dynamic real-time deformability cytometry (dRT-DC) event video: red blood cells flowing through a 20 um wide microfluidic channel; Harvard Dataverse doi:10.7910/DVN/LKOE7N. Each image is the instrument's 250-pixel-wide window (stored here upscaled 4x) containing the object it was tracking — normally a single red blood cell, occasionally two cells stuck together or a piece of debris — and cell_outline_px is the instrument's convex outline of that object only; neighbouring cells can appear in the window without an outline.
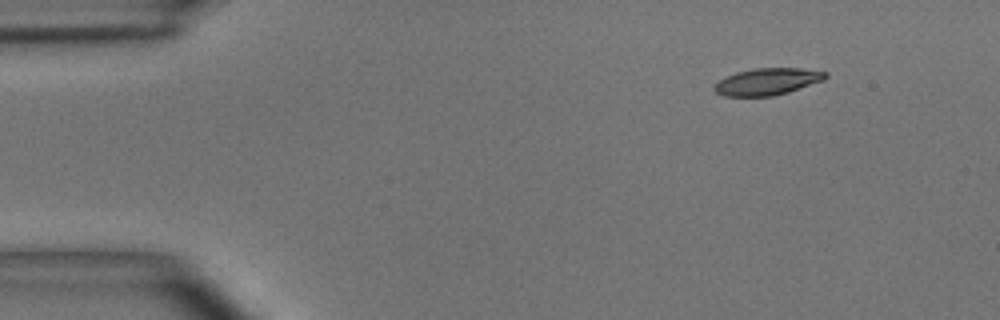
{"species": "common noctule bat (a hibernating species)", "species_latin": "Nyctalus noctula", "temperature_condition": "room temperature", "stored_images_in_passage": 4, "camera_frame_rate_fps": 3000, "um_per_image_px": 0.085, "animal": {"sex": "male", "body_mass_g": 15.6}, "frame": {"image": 1, "passage_image": 1, "time_ms": 0.0, "image_size_px": [1000, 320], "cell_outline_px": [[828, 76], [824, 80], [788, 92], [772, 96], [724, 96], [716, 92], [712, 88], [720, 80], [736, 72], [756, 68], [800, 68], [828, 72]], "centroid_in_image_um": [65.25, 6.93], "position_along_channel_um": 19.8, "area_um2": 17.28}}
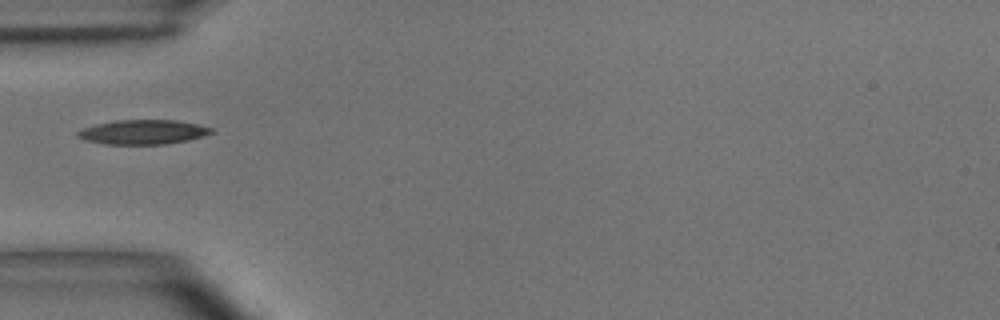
{"frame": {"image": 2, "passage_image": 4, "time_ms": 1.0, "image_size_px": [1000, 320], "cell_outline_px": [[212, 132], [204, 136], [188, 140], [168, 144], [104, 144], [84, 140], [76, 136], [76, 132], [84, 128], [116, 120], [176, 120], [196, 124], [212, 128]], "centroid_in_image_um": [12.15, 11.23], "position_along_channel_um": 72.8, "area_um2": 18.9}}